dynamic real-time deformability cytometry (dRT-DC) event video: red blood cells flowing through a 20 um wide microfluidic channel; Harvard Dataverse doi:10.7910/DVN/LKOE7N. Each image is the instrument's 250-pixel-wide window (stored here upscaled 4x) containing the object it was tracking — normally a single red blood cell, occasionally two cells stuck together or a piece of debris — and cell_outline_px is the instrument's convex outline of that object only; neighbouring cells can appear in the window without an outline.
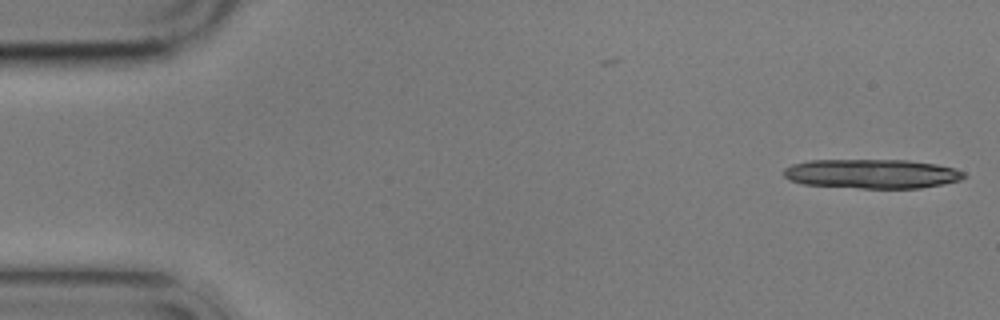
{"species": "common noctule bat (a hibernating species)", "species_latin": "Nyctalus noctula", "temperature_condition": "cold", "stored_images_in_passage": 14, "camera_frame_rate_fps": 3000, "um_per_image_px": 0.085, "animal": {"sex": "male", "body_mass_g": 17.9}, "frame": {"image": 1, "passage_image": 1, "time_ms": 0.0, "image_size_px": [1000, 320], "cell_outline_px": [[968, 176], [960, 180], [944, 184], [920, 188], [860, 188], [804, 184], [788, 180], [784, 176], [784, 168], [792, 164], [808, 160], [908, 160], [936, 164], [952, 168], [964, 172]], "centroid_in_image_um": [74.11, 14.77], "position_along_channel_um": 10.9, "area_um2": 30.87}, "authors_computed_cell_mechanics": {"area_um2": 16.8776, "velocity_mm_per_s": 3.5004, "shape_relaxation_time_tau1_ms": null, "shape_relaxation_time_tau2_ms": 11.1771, "deformation_change_tau1": null, "deformation_change_tau2": 0.277}}